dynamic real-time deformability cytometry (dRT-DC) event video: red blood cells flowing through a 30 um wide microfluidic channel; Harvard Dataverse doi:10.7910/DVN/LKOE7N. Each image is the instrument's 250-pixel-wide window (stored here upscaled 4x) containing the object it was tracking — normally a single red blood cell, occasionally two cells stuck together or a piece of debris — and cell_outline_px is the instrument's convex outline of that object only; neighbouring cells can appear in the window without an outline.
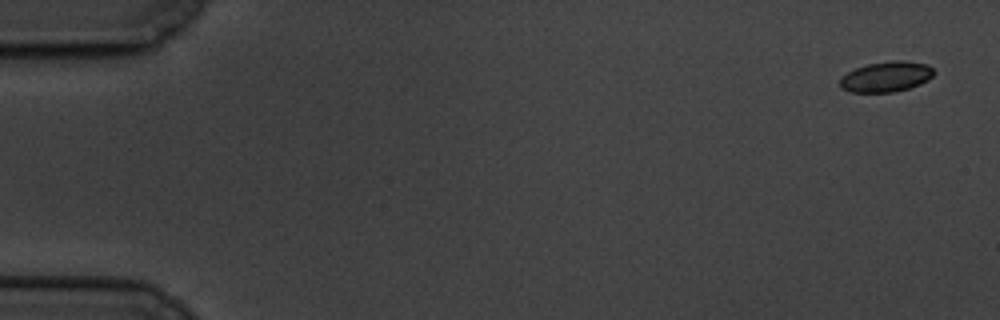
{"species": "common noctule bat (a hibernating species)", "species_latin": "Nyctalus noctula", "temperature_condition": "cold", "stored_images_in_passage": 3, "camera_frame_rate_fps": 3000, "um_per_image_px": 0.085, "animal": {"sex": "male", "body_mass_g": 19.5, "forearm_length_mm": 54.6}, "frame": {"image": 1, "passage_image": 1, "time_ms": 0.0, "image_size_px": [1000, 320], "cell_outline_px": [[932, 76], [928, 80], [920, 84], [908, 88], [892, 92], [852, 92], [840, 88], [840, 76], [856, 68], [868, 64], [896, 60], [904, 60], [928, 64], [932, 68]], "centroid_in_image_um": [75.31, 6.52], "position_along_channel_um": 9.7, "area_um2": 16.53}}